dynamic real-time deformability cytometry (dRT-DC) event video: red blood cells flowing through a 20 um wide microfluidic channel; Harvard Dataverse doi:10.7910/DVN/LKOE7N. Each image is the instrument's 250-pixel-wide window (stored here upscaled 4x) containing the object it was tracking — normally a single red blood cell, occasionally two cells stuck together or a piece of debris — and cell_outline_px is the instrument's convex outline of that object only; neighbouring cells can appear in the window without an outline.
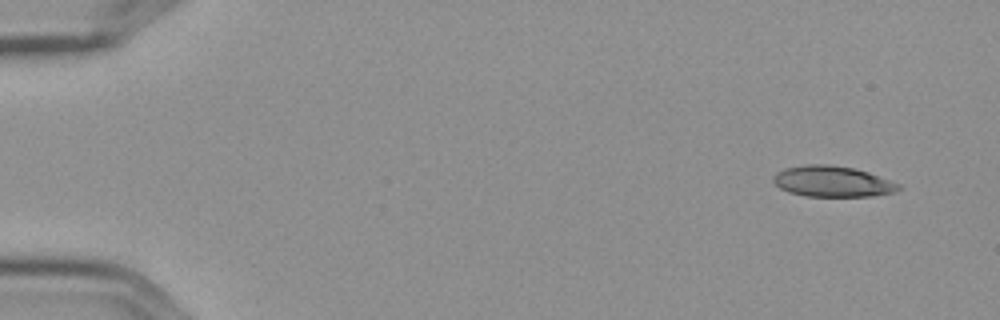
{"species": "Egyptian fruit bat (a non-hibernating species)", "species_latin": "Rousettus aegyptiacus", "temperature_condition": "cold", "stored_images_in_passage": 6, "segment_of_instrument_passage": [2, 2], "camera_frame_rate_fps": 3000, "um_per_image_px": 0.085, "frame": {"image": 1, "passage_image": 6, "time_ms": 1.667, "image_size_px": [1000, 320], "cell_outline_px": [[900, 188], [892, 192], [872, 196], [804, 196], [788, 192], [780, 188], [772, 180], [772, 176], [776, 172], [784, 168], [804, 164], [828, 164], [852, 168], [868, 172], [900, 184]], "centroid_in_image_um": [70.69, 15.41], "position_along_channel_um": 14.3, "area_um2": 22.48}}